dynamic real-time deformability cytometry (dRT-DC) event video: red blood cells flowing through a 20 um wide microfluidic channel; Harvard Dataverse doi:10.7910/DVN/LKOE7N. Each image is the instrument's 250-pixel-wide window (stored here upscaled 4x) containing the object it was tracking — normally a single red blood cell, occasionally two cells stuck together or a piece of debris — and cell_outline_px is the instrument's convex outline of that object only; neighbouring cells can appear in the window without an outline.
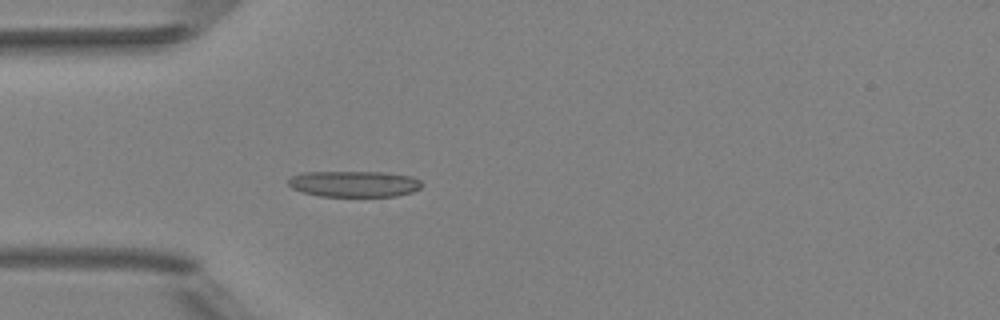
{"species": "Egyptian fruit bat (a non-hibernating species)", "species_latin": "Rousettus aegyptiacus", "temperature_condition": "room temperature", "stored_images_in_passage": 5, "camera_frame_rate_fps": 3000, "um_per_image_px": 0.085, "animal": {"sex": "female"}, "frame": {"image": 1, "passage_image": 5, "time_ms": 4.333, "image_size_px": [1000, 320], "cell_outline_px": [[424, 184], [420, 188], [412, 192], [396, 196], [320, 196], [300, 192], [292, 188], [288, 184], [288, 180], [292, 176], [304, 172], [388, 172], [412, 176], [420, 180]], "centroid_in_image_um": [30.13, 15.63], "position_along_channel_um": 54.9, "area_um2": 20.46}}